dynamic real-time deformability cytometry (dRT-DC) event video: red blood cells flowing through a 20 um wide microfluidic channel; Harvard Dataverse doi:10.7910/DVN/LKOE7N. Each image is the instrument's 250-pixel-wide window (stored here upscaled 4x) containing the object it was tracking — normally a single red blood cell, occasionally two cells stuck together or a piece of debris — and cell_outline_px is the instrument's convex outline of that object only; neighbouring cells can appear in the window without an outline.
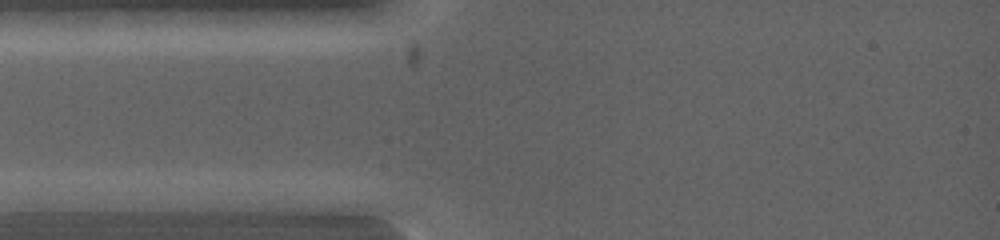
{"species": "common noctule bat (a hibernating species)", "species_latin": "Nyctalus noctula", "temperature_condition": "warm", "stored_images_in_passage": 3, "camera_frame_rate_fps": 5000, "um_per_image_px": 0.085, "animal": {"sex": "female", "body_mass_g": 19.0, "forearm_length_mm": 53.3}, "frame": {"image": 1, "passage_image": 2, "time_ms": 0.4, "image_size_px": [1000, 240], "cell_outline_px": [[124, 200], [112, 212], [16, 212], [12, 200], [88, 192], [100, 192]], "centroid_in_image_um": [5.89, 17.28], "position_along_channel_um": 79.1, "area_um2": 12.6}}